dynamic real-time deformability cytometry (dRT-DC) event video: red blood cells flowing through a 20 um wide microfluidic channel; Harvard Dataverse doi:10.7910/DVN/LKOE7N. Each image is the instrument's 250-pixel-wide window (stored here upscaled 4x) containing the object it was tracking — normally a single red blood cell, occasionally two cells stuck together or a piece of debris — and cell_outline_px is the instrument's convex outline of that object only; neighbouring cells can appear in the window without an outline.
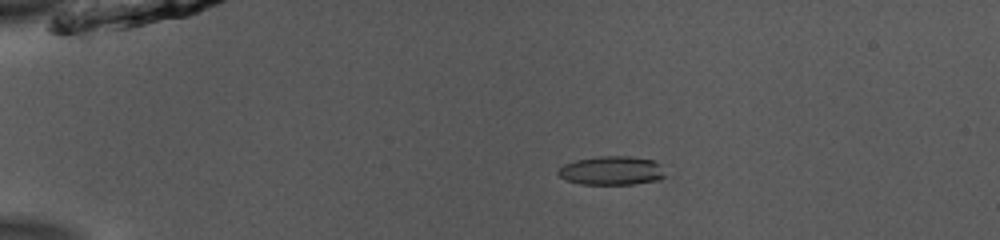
{"species": "common noctule bat (a hibernating species)", "species_latin": "Nyctalus noctula", "temperature_condition": "room temperature", "stored_images_in_passage": 42, "camera_frame_rate_fps": 3000, "um_per_image_px": 0.085, "animal": {"sex": "male", "body_mass_g": 13.0, "forearm_length_mm": 53.1}, "frame": {"image": 1, "passage_image": 1, "time_ms": 0.0, "image_size_px": [1000, 240], "cell_outline_px": [[672, 176], [660, 180], [632, 184], [580, 184], [568, 180], [560, 176], [556, 172], [564, 164], [576, 160], [600, 156], [628, 156], [652, 160], [660, 164]], "centroid_in_image_um": [52.1, 14.51], "position_along_channel_um": 32.9, "area_um2": 18.26}}
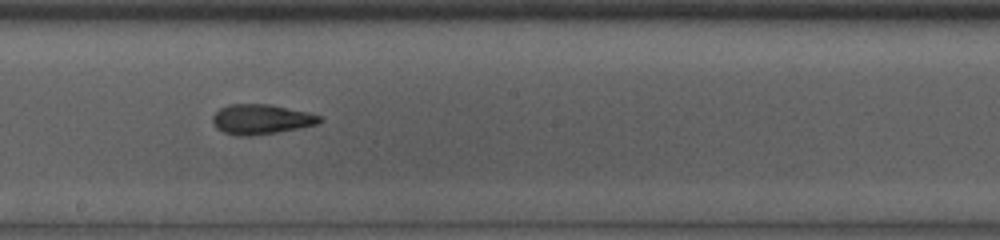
{"frame": {"image": 2, "passage_image": 20, "time_ms": 6.333, "image_size_px": [1000, 240], "cell_outline_px": [[324, 120], [316, 124], [300, 128], [252, 136], [240, 136], [224, 132], [216, 128], [212, 120], [212, 116], [220, 108], [228, 104], [268, 104], [308, 112], [324, 116]], "centroid_in_image_um": [22.22, 10.13], "position_along_channel_um": 226.0, "area_um2": 18.73}}
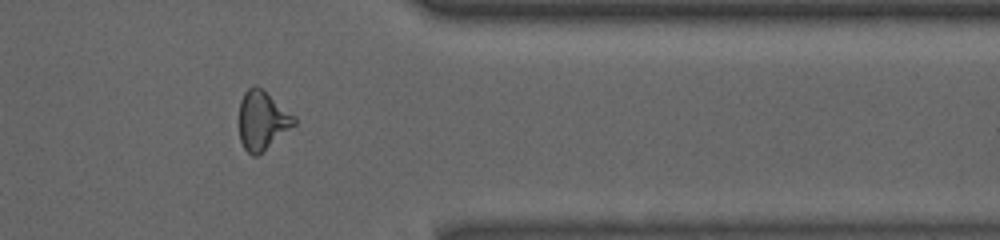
{"frame": {"image": 3, "passage_image": 33, "time_ms": 10.667, "image_size_px": [1000, 240], "cell_outline_px": [[296, 124], [256, 156], [252, 156], [244, 148], [240, 140], [240, 100], [244, 92], [252, 84], [256, 84], [296, 116]], "centroid_in_image_um": [22.29, 10.2], "position_along_channel_um": 389.1, "area_um2": 18.73}, "authors_computed_cell_mechanics": {"area_um2": 18.6983, "velocity_mm_per_s": 3.9352, "shape_relaxation_time_tau1_ms": 2.8036, "shape_relaxation_time_tau2_ms": 2.284, "deformation_change_tau1": 0.1358, "deformation_change_tau2": 0.1089}}